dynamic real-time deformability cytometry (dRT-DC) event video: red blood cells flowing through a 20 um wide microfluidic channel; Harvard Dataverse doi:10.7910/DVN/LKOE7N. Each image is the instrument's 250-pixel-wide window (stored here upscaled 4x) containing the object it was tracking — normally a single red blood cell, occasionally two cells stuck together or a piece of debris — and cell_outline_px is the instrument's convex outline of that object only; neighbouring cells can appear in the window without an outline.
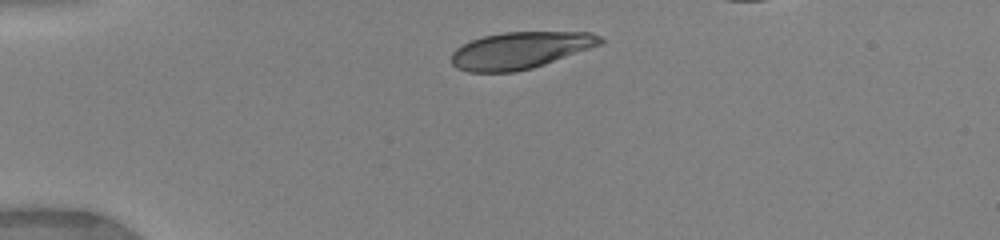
{"species": "human", "species_latin": "Homo sapiens", "temperature_condition": "warm", "stored_images_in_passage": 6, "camera_frame_rate_fps": 3000, "um_per_image_px": 0.085, "donor": {"sex": "female"}, "frame": {"image": 1, "passage_image": 1, "time_ms": 0.0, "image_size_px": [1000, 240], "cell_outline_px": [[604, 44], [532, 68], [512, 72], [468, 72], [456, 68], [452, 64], [452, 52], [456, 48], [472, 40], [484, 36], [504, 32], [592, 32], [600, 36], [604, 40]], "centroid_in_image_um": [44.25, 4.27], "position_along_channel_um": 40.8, "area_um2": 31.96}}